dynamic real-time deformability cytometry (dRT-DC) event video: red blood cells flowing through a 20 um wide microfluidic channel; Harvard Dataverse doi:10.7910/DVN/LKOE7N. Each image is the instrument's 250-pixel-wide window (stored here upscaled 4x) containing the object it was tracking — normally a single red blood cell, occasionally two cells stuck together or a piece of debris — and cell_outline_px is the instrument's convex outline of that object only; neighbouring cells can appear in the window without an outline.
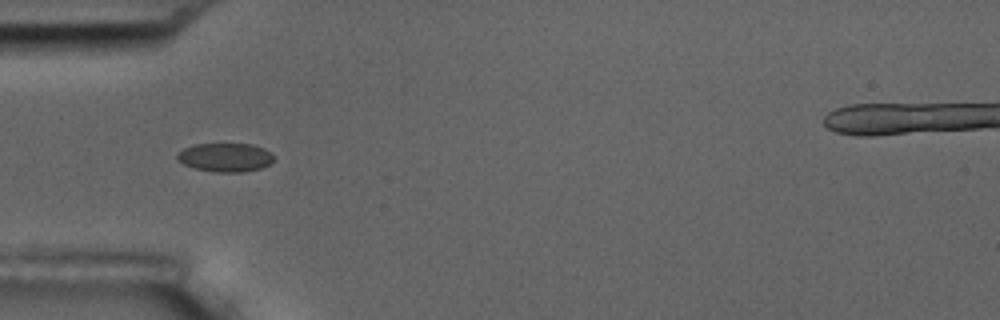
{"species": "common noctule bat (a hibernating species)", "species_latin": "Nyctalus noctula", "temperature_condition": "room temperature", "stored_images_in_passage": 10, "camera_frame_rate_fps": 3000, "um_per_image_px": 0.085, "animal": {"sex": "male", "body_mass_g": 17.5, "forearm_length_mm": 52.3}, "frame": {"image": 1, "passage_image": 5, "time_ms": 5.333, "image_size_px": [1000, 320], "cell_outline_px": [[272, 160], [268, 164], [260, 168], [244, 172], [212, 172], [196, 168], [184, 164], [176, 160], [176, 152], [192, 144], [252, 144], [264, 148], [272, 152]], "centroid_in_image_um": [19.11, 13.37], "position_along_channel_um": 65.9, "area_um2": 16.24}}
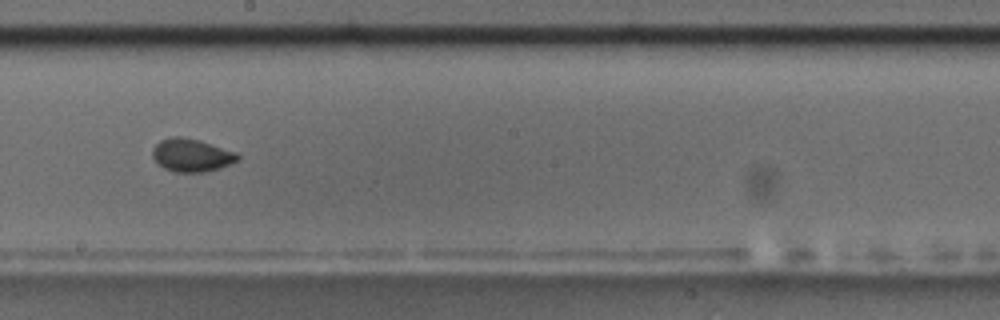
{"frame": {"image": 2, "passage_image": 9, "time_ms": 10.0, "image_size_px": [1000, 320], "cell_outline_px": [[240, 156], [236, 160], [220, 168], [204, 172], [176, 172], [164, 168], [152, 156], [152, 148], [160, 140], [172, 136], [180, 136], [200, 140], [236, 152]], "centroid_in_image_um": [16.26, 13.18], "position_along_channel_um": 231.9, "area_um2": 16.24}}
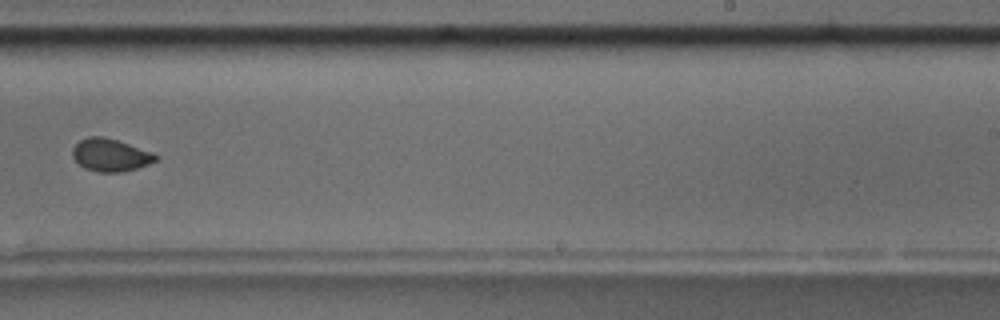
{"frame": {"image": 3, "passage_image": 10, "time_ms": 11.333, "image_size_px": [1000, 320], "cell_outline_px": [[160, 156], [156, 160], [148, 164], [136, 168], [120, 172], [100, 172], [84, 168], [72, 156], [72, 148], [80, 140], [88, 136], [104, 136], [152, 152]], "centroid_in_image_um": [9.37, 13.17], "position_along_channel_um": 279.6, "area_um2": 15.66}}